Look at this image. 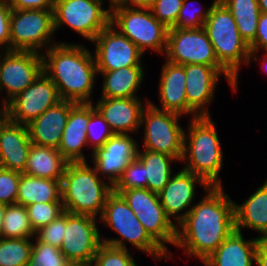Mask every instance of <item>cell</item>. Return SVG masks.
I'll return each instance as SVG.
<instances>
[{
	"label": "cell",
	"mask_w": 267,
	"mask_h": 266,
	"mask_svg": "<svg viewBox=\"0 0 267 266\" xmlns=\"http://www.w3.org/2000/svg\"><path fill=\"white\" fill-rule=\"evenodd\" d=\"M234 230V201L223 186H210L177 225L175 247L202 263Z\"/></svg>",
	"instance_id": "1"
},
{
	"label": "cell",
	"mask_w": 267,
	"mask_h": 266,
	"mask_svg": "<svg viewBox=\"0 0 267 266\" xmlns=\"http://www.w3.org/2000/svg\"><path fill=\"white\" fill-rule=\"evenodd\" d=\"M43 72L56 85L62 100L93 103L98 76L94 53L82 43L58 42L42 52Z\"/></svg>",
	"instance_id": "2"
},
{
	"label": "cell",
	"mask_w": 267,
	"mask_h": 266,
	"mask_svg": "<svg viewBox=\"0 0 267 266\" xmlns=\"http://www.w3.org/2000/svg\"><path fill=\"white\" fill-rule=\"evenodd\" d=\"M211 116L191 118L184 132L182 167L201 177L209 186H222L223 150Z\"/></svg>",
	"instance_id": "3"
},
{
	"label": "cell",
	"mask_w": 267,
	"mask_h": 266,
	"mask_svg": "<svg viewBox=\"0 0 267 266\" xmlns=\"http://www.w3.org/2000/svg\"><path fill=\"white\" fill-rule=\"evenodd\" d=\"M112 191L108 181L87 162H68L61 180V201L65 212L99 219Z\"/></svg>",
	"instance_id": "4"
},
{
	"label": "cell",
	"mask_w": 267,
	"mask_h": 266,
	"mask_svg": "<svg viewBox=\"0 0 267 266\" xmlns=\"http://www.w3.org/2000/svg\"><path fill=\"white\" fill-rule=\"evenodd\" d=\"M100 222L118 234V238H103L101 241L109 246L128 249L125 242L130 243L138 251L147 253L153 259H169L166 253L146 232L127 201L114 190L108 195ZM120 236V237H119Z\"/></svg>",
	"instance_id": "5"
},
{
	"label": "cell",
	"mask_w": 267,
	"mask_h": 266,
	"mask_svg": "<svg viewBox=\"0 0 267 266\" xmlns=\"http://www.w3.org/2000/svg\"><path fill=\"white\" fill-rule=\"evenodd\" d=\"M218 62L237 80L241 65L250 64V49L241 38L237 24L226 6L217 0L204 24Z\"/></svg>",
	"instance_id": "6"
},
{
	"label": "cell",
	"mask_w": 267,
	"mask_h": 266,
	"mask_svg": "<svg viewBox=\"0 0 267 266\" xmlns=\"http://www.w3.org/2000/svg\"><path fill=\"white\" fill-rule=\"evenodd\" d=\"M110 25L131 40L144 54L148 49L165 54L168 28L149 7L110 6Z\"/></svg>",
	"instance_id": "7"
},
{
	"label": "cell",
	"mask_w": 267,
	"mask_h": 266,
	"mask_svg": "<svg viewBox=\"0 0 267 266\" xmlns=\"http://www.w3.org/2000/svg\"><path fill=\"white\" fill-rule=\"evenodd\" d=\"M120 194L127 201L149 236L169 254V259H172L171 254L173 253L168 250L167 243L175 246L177 226L166 215L159 195L147 188H132L123 190Z\"/></svg>",
	"instance_id": "8"
},
{
	"label": "cell",
	"mask_w": 267,
	"mask_h": 266,
	"mask_svg": "<svg viewBox=\"0 0 267 266\" xmlns=\"http://www.w3.org/2000/svg\"><path fill=\"white\" fill-rule=\"evenodd\" d=\"M53 35H55L53 10L12 9L10 51H35L42 54V51L58 43L53 40Z\"/></svg>",
	"instance_id": "9"
},
{
	"label": "cell",
	"mask_w": 267,
	"mask_h": 266,
	"mask_svg": "<svg viewBox=\"0 0 267 266\" xmlns=\"http://www.w3.org/2000/svg\"><path fill=\"white\" fill-rule=\"evenodd\" d=\"M180 116L182 115L158 109L148 102L141 116V127L144 128L142 147L170 155L180 162L185 132L179 125Z\"/></svg>",
	"instance_id": "10"
},
{
	"label": "cell",
	"mask_w": 267,
	"mask_h": 266,
	"mask_svg": "<svg viewBox=\"0 0 267 266\" xmlns=\"http://www.w3.org/2000/svg\"><path fill=\"white\" fill-rule=\"evenodd\" d=\"M104 0H55V32L68 25L70 29L92 42L110 24V7L105 9Z\"/></svg>",
	"instance_id": "11"
},
{
	"label": "cell",
	"mask_w": 267,
	"mask_h": 266,
	"mask_svg": "<svg viewBox=\"0 0 267 266\" xmlns=\"http://www.w3.org/2000/svg\"><path fill=\"white\" fill-rule=\"evenodd\" d=\"M186 75L185 92L187 115L191 118L211 116L208 105L212 104L220 76L224 75L229 87L235 91L237 80L224 68L203 64L183 65Z\"/></svg>",
	"instance_id": "12"
},
{
	"label": "cell",
	"mask_w": 267,
	"mask_h": 266,
	"mask_svg": "<svg viewBox=\"0 0 267 266\" xmlns=\"http://www.w3.org/2000/svg\"><path fill=\"white\" fill-rule=\"evenodd\" d=\"M97 218L66 212V228L62 245L63 255L74 266H91L102 244Z\"/></svg>",
	"instance_id": "13"
},
{
	"label": "cell",
	"mask_w": 267,
	"mask_h": 266,
	"mask_svg": "<svg viewBox=\"0 0 267 266\" xmlns=\"http://www.w3.org/2000/svg\"><path fill=\"white\" fill-rule=\"evenodd\" d=\"M167 61L179 64H203L223 67L204 27L197 29L169 28L165 54Z\"/></svg>",
	"instance_id": "14"
},
{
	"label": "cell",
	"mask_w": 267,
	"mask_h": 266,
	"mask_svg": "<svg viewBox=\"0 0 267 266\" xmlns=\"http://www.w3.org/2000/svg\"><path fill=\"white\" fill-rule=\"evenodd\" d=\"M43 72L42 54L35 51H0V93L3 103L29 87Z\"/></svg>",
	"instance_id": "15"
},
{
	"label": "cell",
	"mask_w": 267,
	"mask_h": 266,
	"mask_svg": "<svg viewBox=\"0 0 267 266\" xmlns=\"http://www.w3.org/2000/svg\"><path fill=\"white\" fill-rule=\"evenodd\" d=\"M60 101L56 85L42 72L29 87L7 103L10 121L27 125Z\"/></svg>",
	"instance_id": "16"
},
{
	"label": "cell",
	"mask_w": 267,
	"mask_h": 266,
	"mask_svg": "<svg viewBox=\"0 0 267 266\" xmlns=\"http://www.w3.org/2000/svg\"><path fill=\"white\" fill-rule=\"evenodd\" d=\"M97 70H117L123 67L143 66V53L126 36L110 24L93 39Z\"/></svg>",
	"instance_id": "17"
},
{
	"label": "cell",
	"mask_w": 267,
	"mask_h": 266,
	"mask_svg": "<svg viewBox=\"0 0 267 266\" xmlns=\"http://www.w3.org/2000/svg\"><path fill=\"white\" fill-rule=\"evenodd\" d=\"M140 145L131 134H113L91 153L93 167L100 177H106L114 187L126 167L137 157Z\"/></svg>",
	"instance_id": "18"
},
{
	"label": "cell",
	"mask_w": 267,
	"mask_h": 266,
	"mask_svg": "<svg viewBox=\"0 0 267 266\" xmlns=\"http://www.w3.org/2000/svg\"><path fill=\"white\" fill-rule=\"evenodd\" d=\"M195 184L204 187V192L210 187L201 177L182 168L172 175L166 186L158 193L166 215L171 220L174 217L176 226L193 207V200L197 194Z\"/></svg>",
	"instance_id": "19"
},
{
	"label": "cell",
	"mask_w": 267,
	"mask_h": 266,
	"mask_svg": "<svg viewBox=\"0 0 267 266\" xmlns=\"http://www.w3.org/2000/svg\"><path fill=\"white\" fill-rule=\"evenodd\" d=\"M149 101L150 99L146 98L144 104L142 98L139 97L99 98L94 107L103 116L114 134H137L141 128L142 112Z\"/></svg>",
	"instance_id": "20"
},
{
	"label": "cell",
	"mask_w": 267,
	"mask_h": 266,
	"mask_svg": "<svg viewBox=\"0 0 267 266\" xmlns=\"http://www.w3.org/2000/svg\"><path fill=\"white\" fill-rule=\"evenodd\" d=\"M76 104L62 100L27 124L32 144L58 149L70 110Z\"/></svg>",
	"instance_id": "21"
},
{
	"label": "cell",
	"mask_w": 267,
	"mask_h": 266,
	"mask_svg": "<svg viewBox=\"0 0 267 266\" xmlns=\"http://www.w3.org/2000/svg\"><path fill=\"white\" fill-rule=\"evenodd\" d=\"M90 103H77L71 110L58 150L68 162H87L83 149L87 148V126Z\"/></svg>",
	"instance_id": "22"
},
{
	"label": "cell",
	"mask_w": 267,
	"mask_h": 266,
	"mask_svg": "<svg viewBox=\"0 0 267 266\" xmlns=\"http://www.w3.org/2000/svg\"><path fill=\"white\" fill-rule=\"evenodd\" d=\"M159 101L161 108L149 101L154 107L187 116V97L185 92L186 75L184 66L165 61L159 78Z\"/></svg>",
	"instance_id": "23"
},
{
	"label": "cell",
	"mask_w": 267,
	"mask_h": 266,
	"mask_svg": "<svg viewBox=\"0 0 267 266\" xmlns=\"http://www.w3.org/2000/svg\"><path fill=\"white\" fill-rule=\"evenodd\" d=\"M31 145L27 125L9 121L0 133V167L23 173Z\"/></svg>",
	"instance_id": "24"
},
{
	"label": "cell",
	"mask_w": 267,
	"mask_h": 266,
	"mask_svg": "<svg viewBox=\"0 0 267 266\" xmlns=\"http://www.w3.org/2000/svg\"><path fill=\"white\" fill-rule=\"evenodd\" d=\"M243 234L235 229L202 264L204 266H253L256 264L258 237L246 240Z\"/></svg>",
	"instance_id": "25"
},
{
	"label": "cell",
	"mask_w": 267,
	"mask_h": 266,
	"mask_svg": "<svg viewBox=\"0 0 267 266\" xmlns=\"http://www.w3.org/2000/svg\"><path fill=\"white\" fill-rule=\"evenodd\" d=\"M235 229L242 228L267 236V179L242 204L234 202Z\"/></svg>",
	"instance_id": "26"
},
{
	"label": "cell",
	"mask_w": 267,
	"mask_h": 266,
	"mask_svg": "<svg viewBox=\"0 0 267 266\" xmlns=\"http://www.w3.org/2000/svg\"><path fill=\"white\" fill-rule=\"evenodd\" d=\"M144 66L123 67L117 70H97L103 76L102 95L99 98L139 97L138 91L143 83Z\"/></svg>",
	"instance_id": "27"
},
{
	"label": "cell",
	"mask_w": 267,
	"mask_h": 266,
	"mask_svg": "<svg viewBox=\"0 0 267 266\" xmlns=\"http://www.w3.org/2000/svg\"><path fill=\"white\" fill-rule=\"evenodd\" d=\"M68 161L58 149L32 144L23 174L44 179H62Z\"/></svg>",
	"instance_id": "28"
},
{
	"label": "cell",
	"mask_w": 267,
	"mask_h": 266,
	"mask_svg": "<svg viewBox=\"0 0 267 266\" xmlns=\"http://www.w3.org/2000/svg\"><path fill=\"white\" fill-rule=\"evenodd\" d=\"M61 180L44 179L21 173L16 204L26 207L38 202H62Z\"/></svg>",
	"instance_id": "29"
},
{
	"label": "cell",
	"mask_w": 267,
	"mask_h": 266,
	"mask_svg": "<svg viewBox=\"0 0 267 266\" xmlns=\"http://www.w3.org/2000/svg\"><path fill=\"white\" fill-rule=\"evenodd\" d=\"M137 158L145 167L147 189L158 194L173 175L172 163L178 160L170 155L146 149H138Z\"/></svg>",
	"instance_id": "30"
},
{
	"label": "cell",
	"mask_w": 267,
	"mask_h": 266,
	"mask_svg": "<svg viewBox=\"0 0 267 266\" xmlns=\"http://www.w3.org/2000/svg\"><path fill=\"white\" fill-rule=\"evenodd\" d=\"M233 16L241 38L248 46L255 40L260 18L258 0H220Z\"/></svg>",
	"instance_id": "31"
},
{
	"label": "cell",
	"mask_w": 267,
	"mask_h": 266,
	"mask_svg": "<svg viewBox=\"0 0 267 266\" xmlns=\"http://www.w3.org/2000/svg\"><path fill=\"white\" fill-rule=\"evenodd\" d=\"M2 224V238L35 237L25 206L18 204L7 205Z\"/></svg>",
	"instance_id": "32"
},
{
	"label": "cell",
	"mask_w": 267,
	"mask_h": 266,
	"mask_svg": "<svg viewBox=\"0 0 267 266\" xmlns=\"http://www.w3.org/2000/svg\"><path fill=\"white\" fill-rule=\"evenodd\" d=\"M33 238H0V266H26Z\"/></svg>",
	"instance_id": "33"
},
{
	"label": "cell",
	"mask_w": 267,
	"mask_h": 266,
	"mask_svg": "<svg viewBox=\"0 0 267 266\" xmlns=\"http://www.w3.org/2000/svg\"><path fill=\"white\" fill-rule=\"evenodd\" d=\"M33 241L35 242L26 266H73L59 248L40 242L36 237H33Z\"/></svg>",
	"instance_id": "34"
},
{
	"label": "cell",
	"mask_w": 267,
	"mask_h": 266,
	"mask_svg": "<svg viewBox=\"0 0 267 266\" xmlns=\"http://www.w3.org/2000/svg\"><path fill=\"white\" fill-rule=\"evenodd\" d=\"M34 232L56 220L65 211L62 202L33 203L26 206Z\"/></svg>",
	"instance_id": "35"
},
{
	"label": "cell",
	"mask_w": 267,
	"mask_h": 266,
	"mask_svg": "<svg viewBox=\"0 0 267 266\" xmlns=\"http://www.w3.org/2000/svg\"><path fill=\"white\" fill-rule=\"evenodd\" d=\"M98 127V128H97ZM114 132L100 112L90 103V118L87 126V142L92 152L101 147Z\"/></svg>",
	"instance_id": "36"
},
{
	"label": "cell",
	"mask_w": 267,
	"mask_h": 266,
	"mask_svg": "<svg viewBox=\"0 0 267 266\" xmlns=\"http://www.w3.org/2000/svg\"><path fill=\"white\" fill-rule=\"evenodd\" d=\"M129 249H122L102 243L94 256L91 266H137L129 253Z\"/></svg>",
	"instance_id": "37"
},
{
	"label": "cell",
	"mask_w": 267,
	"mask_h": 266,
	"mask_svg": "<svg viewBox=\"0 0 267 266\" xmlns=\"http://www.w3.org/2000/svg\"><path fill=\"white\" fill-rule=\"evenodd\" d=\"M217 0H213L210 7L207 9L204 7L199 9H194L193 4L195 3V0H184L183 5L181 7V10L179 12L177 21L175 25L172 28L177 29H197L204 27L205 21L207 20L210 10L212 8V5ZM192 5V6H191ZM196 5V4H195ZM191 8V9H190Z\"/></svg>",
	"instance_id": "38"
},
{
	"label": "cell",
	"mask_w": 267,
	"mask_h": 266,
	"mask_svg": "<svg viewBox=\"0 0 267 266\" xmlns=\"http://www.w3.org/2000/svg\"><path fill=\"white\" fill-rule=\"evenodd\" d=\"M132 188H147L145 167L137 157L126 167L123 175L113 187V190L120 194L123 190Z\"/></svg>",
	"instance_id": "39"
},
{
	"label": "cell",
	"mask_w": 267,
	"mask_h": 266,
	"mask_svg": "<svg viewBox=\"0 0 267 266\" xmlns=\"http://www.w3.org/2000/svg\"><path fill=\"white\" fill-rule=\"evenodd\" d=\"M183 1L184 0H152L149 8L153 16L169 29L175 25Z\"/></svg>",
	"instance_id": "40"
},
{
	"label": "cell",
	"mask_w": 267,
	"mask_h": 266,
	"mask_svg": "<svg viewBox=\"0 0 267 266\" xmlns=\"http://www.w3.org/2000/svg\"><path fill=\"white\" fill-rule=\"evenodd\" d=\"M20 174L0 167V202L6 205L16 204Z\"/></svg>",
	"instance_id": "41"
},
{
	"label": "cell",
	"mask_w": 267,
	"mask_h": 266,
	"mask_svg": "<svg viewBox=\"0 0 267 266\" xmlns=\"http://www.w3.org/2000/svg\"><path fill=\"white\" fill-rule=\"evenodd\" d=\"M64 228H66V212H64L50 224L36 231L35 237L40 242L60 248L65 234Z\"/></svg>",
	"instance_id": "42"
},
{
	"label": "cell",
	"mask_w": 267,
	"mask_h": 266,
	"mask_svg": "<svg viewBox=\"0 0 267 266\" xmlns=\"http://www.w3.org/2000/svg\"><path fill=\"white\" fill-rule=\"evenodd\" d=\"M250 63L257 62L261 51L267 52V14L260 13L255 40L249 45ZM259 53V54H257Z\"/></svg>",
	"instance_id": "43"
},
{
	"label": "cell",
	"mask_w": 267,
	"mask_h": 266,
	"mask_svg": "<svg viewBox=\"0 0 267 266\" xmlns=\"http://www.w3.org/2000/svg\"><path fill=\"white\" fill-rule=\"evenodd\" d=\"M12 7L6 0H0V48L10 51V16Z\"/></svg>",
	"instance_id": "44"
},
{
	"label": "cell",
	"mask_w": 267,
	"mask_h": 266,
	"mask_svg": "<svg viewBox=\"0 0 267 266\" xmlns=\"http://www.w3.org/2000/svg\"><path fill=\"white\" fill-rule=\"evenodd\" d=\"M12 9L30 10H54L55 0H6Z\"/></svg>",
	"instance_id": "45"
},
{
	"label": "cell",
	"mask_w": 267,
	"mask_h": 266,
	"mask_svg": "<svg viewBox=\"0 0 267 266\" xmlns=\"http://www.w3.org/2000/svg\"><path fill=\"white\" fill-rule=\"evenodd\" d=\"M256 265L267 266V236L258 237Z\"/></svg>",
	"instance_id": "46"
},
{
	"label": "cell",
	"mask_w": 267,
	"mask_h": 266,
	"mask_svg": "<svg viewBox=\"0 0 267 266\" xmlns=\"http://www.w3.org/2000/svg\"><path fill=\"white\" fill-rule=\"evenodd\" d=\"M152 0H118L114 5H123L126 7H149Z\"/></svg>",
	"instance_id": "47"
},
{
	"label": "cell",
	"mask_w": 267,
	"mask_h": 266,
	"mask_svg": "<svg viewBox=\"0 0 267 266\" xmlns=\"http://www.w3.org/2000/svg\"><path fill=\"white\" fill-rule=\"evenodd\" d=\"M10 121L9 109L6 103H1L0 105V133L5 125Z\"/></svg>",
	"instance_id": "48"
},
{
	"label": "cell",
	"mask_w": 267,
	"mask_h": 266,
	"mask_svg": "<svg viewBox=\"0 0 267 266\" xmlns=\"http://www.w3.org/2000/svg\"><path fill=\"white\" fill-rule=\"evenodd\" d=\"M7 205L0 202V238H2V222H3V217H4V213H5V209H6Z\"/></svg>",
	"instance_id": "49"
},
{
	"label": "cell",
	"mask_w": 267,
	"mask_h": 266,
	"mask_svg": "<svg viewBox=\"0 0 267 266\" xmlns=\"http://www.w3.org/2000/svg\"><path fill=\"white\" fill-rule=\"evenodd\" d=\"M261 13L267 14V0H258Z\"/></svg>",
	"instance_id": "50"
},
{
	"label": "cell",
	"mask_w": 267,
	"mask_h": 266,
	"mask_svg": "<svg viewBox=\"0 0 267 266\" xmlns=\"http://www.w3.org/2000/svg\"><path fill=\"white\" fill-rule=\"evenodd\" d=\"M264 59H261L260 61H262L261 63V67H262V70H264V72L267 73V52H265L264 56H263Z\"/></svg>",
	"instance_id": "51"
},
{
	"label": "cell",
	"mask_w": 267,
	"mask_h": 266,
	"mask_svg": "<svg viewBox=\"0 0 267 266\" xmlns=\"http://www.w3.org/2000/svg\"><path fill=\"white\" fill-rule=\"evenodd\" d=\"M108 1H109L108 5L110 7L111 5H114L118 0H108Z\"/></svg>",
	"instance_id": "52"
}]
</instances>
